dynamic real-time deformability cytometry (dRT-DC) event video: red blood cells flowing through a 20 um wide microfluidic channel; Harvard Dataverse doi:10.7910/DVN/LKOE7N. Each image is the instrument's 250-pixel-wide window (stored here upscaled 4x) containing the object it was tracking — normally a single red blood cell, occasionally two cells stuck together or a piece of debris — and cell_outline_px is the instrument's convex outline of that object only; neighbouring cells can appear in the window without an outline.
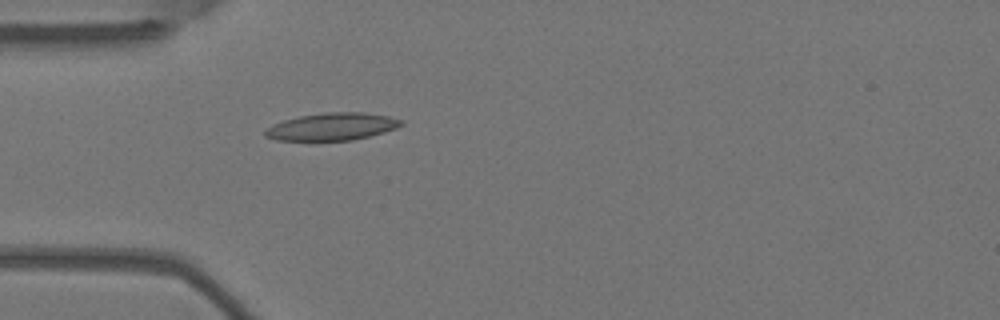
{"species": "Egyptian fruit bat (a non-hibernating species)", "species_latin": "Rousettus aegyptiacus", "temperature_condition": "warm", "stored_images_in_passage": 4, "camera_frame_rate_fps": 3000, "um_per_image_px": 0.085, "animal": {"sex": "female"}, "frame": {"image": 1, "passage_image": 4, "time_ms": 1.0, "image_size_px": [1000, 320], "cell_outline_px": [[404, 124], [396, 128], [384, 132], [352, 140], [276, 140], [264, 136], [264, 132], [272, 124], [284, 120], [300, 116], [324, 112], [364, 112], [388, 116], [404, 120]], "centroid_in_image_um": [28.24, 10.75], "position_along_channel_um": 56.8, "area_um2": 21.68}}